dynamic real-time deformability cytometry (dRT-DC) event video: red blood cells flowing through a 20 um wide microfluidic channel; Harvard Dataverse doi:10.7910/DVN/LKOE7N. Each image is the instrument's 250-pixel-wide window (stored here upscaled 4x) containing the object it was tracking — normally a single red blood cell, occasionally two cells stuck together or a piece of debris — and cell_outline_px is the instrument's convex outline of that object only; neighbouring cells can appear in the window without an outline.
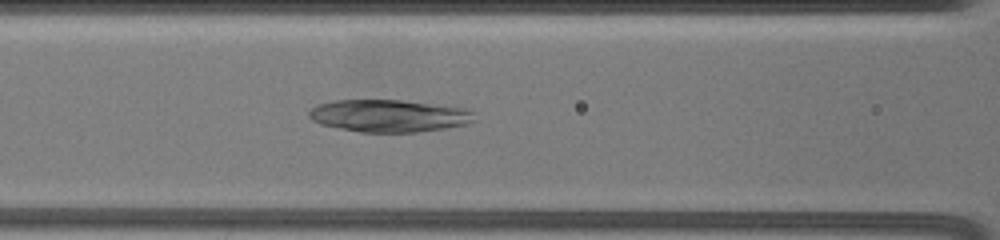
{"species": "common noctule bat (a hibernating species)", "species_latin": "Nyctalus noctula", "temperature_condition": "warm", "stored_images_in_passage": 40, "camera_frame_rate_fps": 3000, "um_per_image_px": 0.085, "animal": {"sex": "female", "body_mass_g": 19.5, "forearm_length_mm": 54.1}, "frame": {"image": 1, "passage_image": 12, "time_ms": 8.333, "image_size_px": [1000, 240], "cell_outline_px": [[476, 112], [472, 120], [464, 124], [444, 128], [416, 132], [360, 132], [320, 124], [312, 120], [308, 116], [308, 112], [316, 104], [336, 100], [400, 100], [464, 108]], "centroid_in_image_um": [33.01, 9.84], "position_along_channel_um": 133.6, "area_um2": 30.92}}
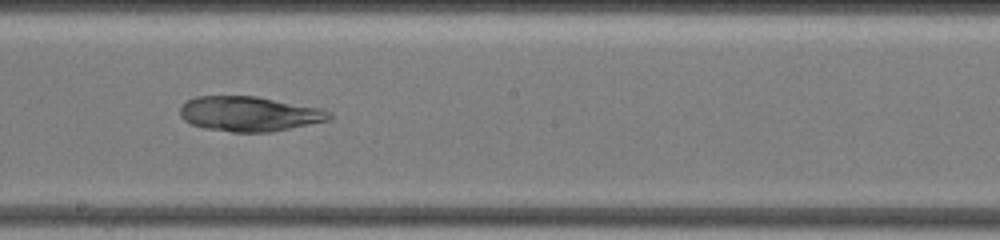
{"frame": {"image": 2, "passage_image": 16, "time_ms": 11.0, "image_size_px": [1000, 240], "cell_outline_px": [[332, 120], [268, 132], [232, 132], [204, 128], [192, 124], [184, 120], [180, 116], [180, 108], [188, 100], [196, 96], [256, 96], [320, 108], [332, 112]], "centroid_in_image_um": [21.21, 9.68], "position_along_channel_um": 227.0, "area_um2": 30.29}}
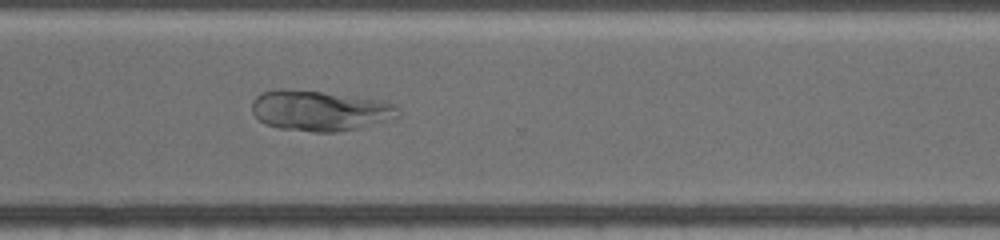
{"frame": {"image": 3, "passage_image": 27, "time_ms": 14.333, "image_size_px": [1000, 240], "cell_outline_px": [[400, 116], [356, 128], [336, 132], [316, 132], [280, 128], [264, 124], [252, 112], [252, 100], [260, 92], [280, 88], [288, 88], [320, 92], [372, 100], [392, 104], [396, 108]], "centroid_in_image_um": [27.05, 9.4], "position_along_channel_um": 343.6, "area_um2": 33.7}}